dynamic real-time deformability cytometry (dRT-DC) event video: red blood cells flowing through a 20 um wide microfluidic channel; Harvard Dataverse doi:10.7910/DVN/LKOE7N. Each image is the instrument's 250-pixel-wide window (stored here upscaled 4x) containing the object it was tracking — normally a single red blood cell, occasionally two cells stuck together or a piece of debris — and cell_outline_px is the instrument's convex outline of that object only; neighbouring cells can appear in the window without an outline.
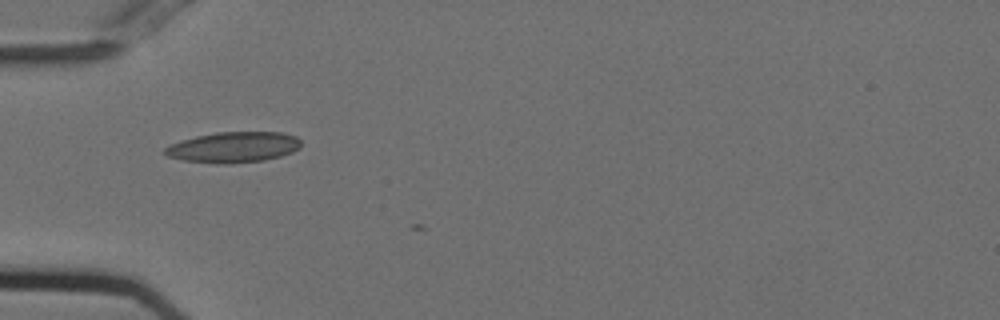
{"species": "Egyptian fruit bat (a non-hibernating species)", "species_latin": "Rousettus aegyptiacus", "temperature_condition": "cold", "stored_images_in_passage": 7, "camera_frame_rate_fps": 3000, "um_per_image_px": 0.085, "animal": {"sex": "female"}, "frame": {"image": 1, "passage_image": 1, "time_ms": 0.0, "image_size_px": [1000, 320], "cell_outline_px": [[300, 148], [292, 152], [280, 156], [264, 160], [228, 164], [216, 164], [184, 160], [168, 156], [164, 152], [164, 148], [180, 140], [196, 136], [216, 132], [280, 132], [296, 136], [300, 140]], "centroid_in_image_um": [19.85, 12.51], "position_along_channel_um": 65.2, "area_um2": 24.33}}
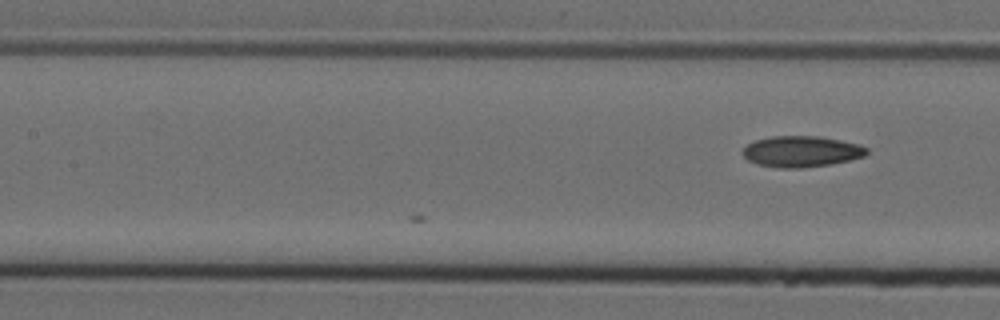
{"frame": {"image": 2, "passage_image": 7, "time_ms": 2.0, "image_size_px": [1000, 320], "cell_outline_px": [[868, 152], [864, 156], [848, 160], [828, 164], [800, 168], [780, 168], [756, 164], [748, 160], [740, 152], [748, 144], [756, 140], [772, 136], [816, 136], [840, 140], [860, 144], [868, 148]], "centroid_in_image_um": [68.1, 12.87], "position_along_channel_um": 139.3, "area_um2": 22.31}}